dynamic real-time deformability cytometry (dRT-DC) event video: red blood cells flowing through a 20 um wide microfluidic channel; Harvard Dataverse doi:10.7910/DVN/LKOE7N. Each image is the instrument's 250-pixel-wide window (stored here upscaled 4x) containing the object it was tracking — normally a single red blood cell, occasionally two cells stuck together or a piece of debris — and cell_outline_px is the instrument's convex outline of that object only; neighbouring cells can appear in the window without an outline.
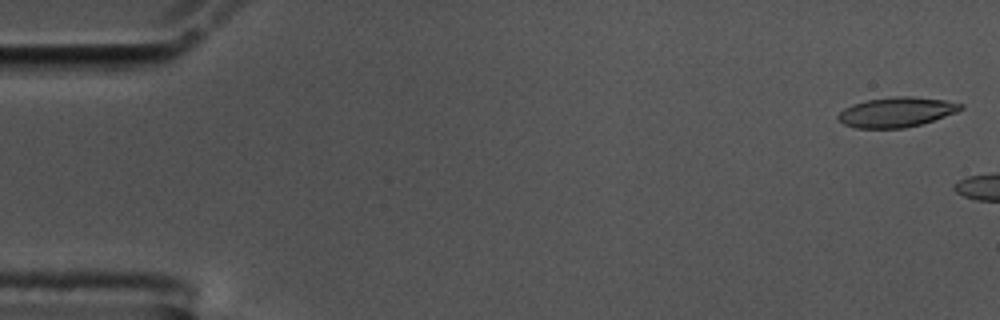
{"species": "common noctule bat (a hibernating species)", "species_latin": "Nyctalus noctula", "temperature_condition": "cold", "stored_images_in_passage": 7, "camera_frame_rate_fps": 3000, "um_per_image_px": 0.085, "animal": {"sex": "male", "body_mass_g": 17.5, "forearm_length_mm": 52.3}, "frame": {"image": 1, "passage_image": 2, "time_ms": 0.333, "image_size_px": [1000, 320], "cell_outline_px": [[964, 108], [956, 112], [920, 124], [904, 128], [856, 128], [844, 124], [836, 116], [844, 108], [852, 104], [868, 100], [896, 96], [912, 96], [944, 100], [964, 104]], "centroid_in_image_um": [76.19, 9.52], "position_along_channel_um": 8.8, "area_um2": 21.15}}